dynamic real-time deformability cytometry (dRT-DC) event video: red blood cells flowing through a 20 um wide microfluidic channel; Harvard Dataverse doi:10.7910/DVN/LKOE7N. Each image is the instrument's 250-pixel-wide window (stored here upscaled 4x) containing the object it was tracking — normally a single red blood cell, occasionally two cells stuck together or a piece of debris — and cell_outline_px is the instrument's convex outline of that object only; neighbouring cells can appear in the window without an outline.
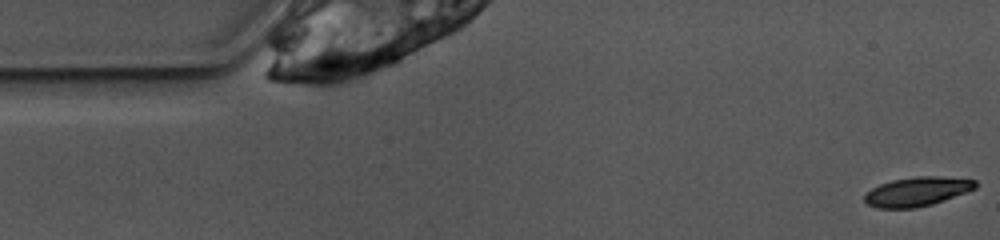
{"species": "common noctule bat (a hibernating species)", "species_latin": "Nyctalus noctula", "temperature_condition": "warm", "stored_images_in_passage": 4, "camera_frame_rate_fps": 3000, "um_per_image_px": 0.085, "animal": {"sex": "female", "body_mass_g": 10.0, "forearm_length_mm": 53.1}, "frame": {"image": 1, "passage_image": 1, "time_ms": 0.0, "image_size_px": [1000, 240], "cell_outline_px": [[976, 188], [944, 200], [932, 204], [916, 208], [876, 208], [868, 204], [864, 200], [864, 196], [872, 188], [880, 184], [892, 180], [916, 176], [940, 176], [976, 180]], "centroid_in_image_um": [77.94, 16.28], "position_along_channel_um": 7.1, "area_um2": 18.73}}